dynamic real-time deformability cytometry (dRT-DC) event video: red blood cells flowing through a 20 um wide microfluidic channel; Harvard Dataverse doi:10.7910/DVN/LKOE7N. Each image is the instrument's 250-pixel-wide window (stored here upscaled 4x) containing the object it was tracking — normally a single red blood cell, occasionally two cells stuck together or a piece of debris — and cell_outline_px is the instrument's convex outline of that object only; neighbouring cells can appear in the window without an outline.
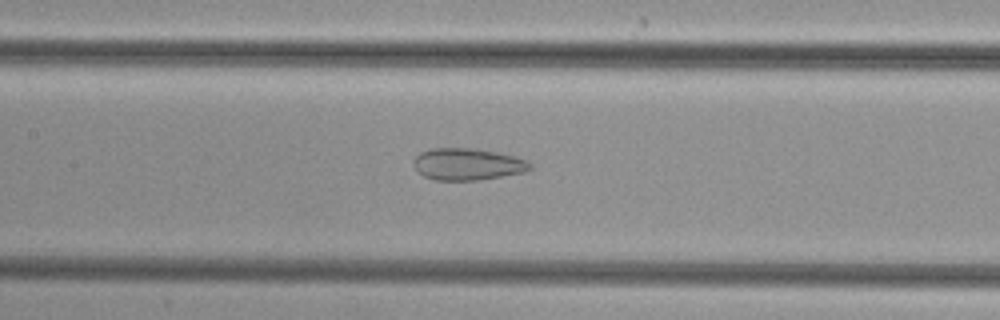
{"species": "common noctule bat (a hibernating species)", "species_latin": "Nyctalus noctula", "temperature_condition": "cold", "stored_images_in_passage": 35, "camera_frame_rate_fps": 3000, "um_per_image_px": 0.085, "animal": {"sex": "female", "body_mass_g": 29.2, "forearm_length_mm": 56.3}, "frame": {"image": 1, "passage_image": 9, "time_ms": 2.667, "image_size_px": [1000, 320], "cell_outline_px": [[532, 168], [524, 172], [480, 180], [436, 180], [424, 176], [412, 164], [412, 160], [420, 152], [432, 148], [472, 148], [496, 152], [528, 160], [532, 164]], "centroid_in_image_um": [39.73, 13.95], "position_along_channel_um": 167.7, "area_um2": 21.62}}
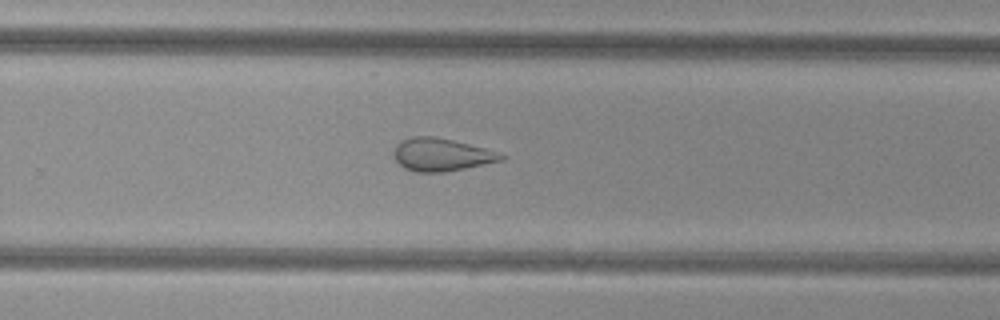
{"frame": {"image": 2, "passage_image": 18, "time_ms": 5.667, "image_size_px": [1000, 320], "cell_outline_px": [[508, 156], [504, 160], [444, 172], [416, 172], [404, 168], [396, 160], [392, 152], [396, 144], [400, 140], [412, 136], [432, 136], [452, 140], [484, 148]], "centroid_in_image_um": [37.48, 13.14], "position_along_channel_um": 292.3, "area_um2": 20.46}}
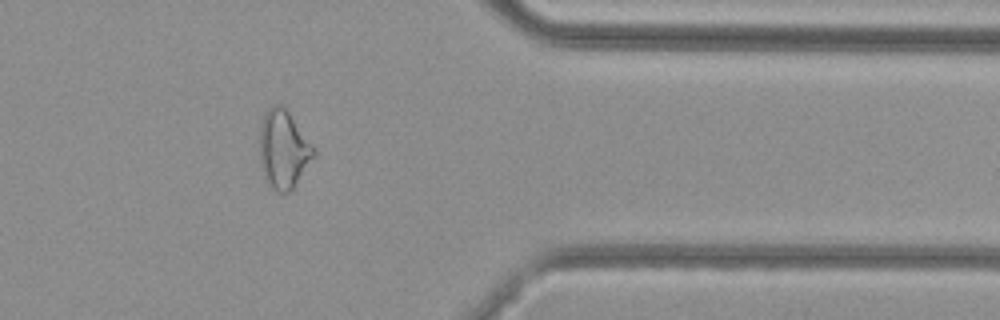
{"frame": {"image": 3, "passage_image": 26, "time_ms": 8.333, "image_size_px": [1000, 320], "cell_outline_px": [[316, 156], [292, 188], [288, 192], [276, 192], [268, 188], [264, 176], [260, 160], [260, 124], [264, 112], [272, 104], [280, 104], [288, 112], [316, 148]], "centroid_in_image_um": [24.09, 12.7], "position_along_channel_um": 387.3, "area_um2": 24.85}}